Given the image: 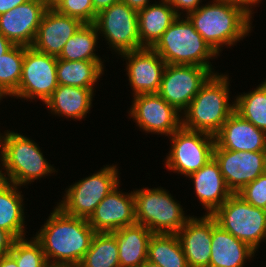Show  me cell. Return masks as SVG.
<instances>
[{
  "mask_svg": "<svg viewBox=\"0 0 266 267\" xmlns=\"http://www.w3.org/2000/svg\"><path fill=\"white\" fill-rule=\"evenodd\" d=\"M128 112L136 127L146 135L171 136L182 127V113L167 103L158 93L140 94L132 97Z\"/></svg>",
  "mask_w": 266,
  "mask_h": 267,
  "instance_id": "7c38bea8",
  "label": "cell"
},
{
  "mask_svg": "<svg viewBox=\"0 0 266 267\" xmlns=\"http://www.w3.org/2000/svg\"><path fill=\"white\" fill-rule=\"evenodd\" d=\"M216 223L235 238L258 251L266 242V210L232 194L213 214Z\"/></svg>",
  "mask_w": 266,
  "mask_h": 267,
  "instance_id": "ba28073f",
  "label": "cell"
},
{
  "mask_svg": "<svg viewBox=\"0 0 266 267\" xmlns=\"http://www.w3.org/2000/svg\"><path fill=\"white\" fill-rule=\"evenodd\" d=\"M47 8L54 9L62 0H44Z\"/></svg>",
  "mask_w": 266,
  "mask_h": 267,
  "instance_id": "ee69618b",
  "label": "cell"
},
{
  "mask_svg": "<svg viewBox=\"0 0 266 267\" xmlns=\"http://www.w3.org/2000/svg\"><path fill=\"white\" fill-rule=\"evenodd\" d=\"M118 168V164H106L90 176L73 182L56 205L66 214L88 220L103 198L120 183Z\"/></svg>",
  "mask_w": 266,
  "mask_h": 267,
  "instance_id": "52a82bcc",
  "label": "cell"
},
{
  "mask_svg": "<svg viewBox=\"0 0 266 267\" xmlns=\"http://www.w3.org/2000/svg\"><path fill=\"white\" fill-rule=\"evenodd\" d=\"M105 61H69L57 58V80L59 85L96 89L104 75ZM95 87V88H94Z\"/></svg>",
  "mask_w": 266,
  "mask_h": 267,
  "instance_id": "4316f807",
  "label": "cell"
},
{
  "mask_svg": "<svg viewBox=\"0 0 266 267\" xmlns=\"http://www.w3.org/2000/svg\"><path fill=\"white\" fill-rule=\"evenodd\" d=\"M236 194L247 203L266 210V173L248 183Z\"/></svg>",
  "mask_w": 266,
  "mask_h": 267,
  "instance_id": "e575fe53",
  "label": "cell"
},
{
  "mask_svg": "<svg viewBox=\"0 0 266 267\" xmlns=\"http://www.w3.org/2000/svg\"><path fill=\"white\" fill-rule=\"evenodd\" d=\"M212 74L202 66L166 64L158 94L183 113Z\"/></svg>",
  "mask_w": 266,
  "mask_h": 267,
  "instance_id": "4fadbf2b",
  "label": "cell"
},
{
  "mask_svg": "<svg viewBox=\"0 0 266 267\" xmlns=\"http://www.w3.org/2000/svg\"><path fill=\"white\" fill-rule=\"evenodd\" d=\"M107 48L122 54L143 48L138 32V12L119 1L97 13L93 23ZM102 36V37H101ZM111 48V49H110Z\"/></svg>",
  "mask_w": 266,
  "mask_h": 267,
  "instance_id": "30bf717a",
  "label": "cell"
},
{
  "mask_svg": "<svg viewBox=\"0 0 266 267\" xmlns=\"http://www.w3.org/2000/svg\"><path fill=\"white\" fill-rule=\"evenodd\" d=\"M178 16H187L197 10L203 3L202 0H167ZM186 12V13H185Z\"/></svg>",
  "mask_w": 266,
  "mask_h": 267,
  "instance_id": "d590c367",
  "label": "cell"
},
{
  "mask_svg": "<svg viewBox=\"0 0 266 267\" xmlns=\"http://www.w3.org/2000/svg\"><path fill=\"white\" fill-rule=\"evenodd\" d=\"M195 30L219 55L252 32V16L243 6L229 0H211L186 16Z\"/></svg>",
  "mask_w": 266,
  "mask_h": 267,
  "instance_id": "7a4b0ae2",
  "label": "cell"
},
{
  "mask_svg": "<svg viewBox=\"0 0 266 267\" xmlns=\"http://www.w3.org/2000/svg\"><path fill=\"white\" fill-rule=\"evenodd\" d=\"M187 178L191 179L195 197L205 209L206 215H212L233 194L214 157Z\"/></svg>",
  "mask_w": 266,
  "mask_h": 267,
  "instance_id": "44dd1931",
  "label": "cell"
},
{
  "mask_svg": "<svg viewBox=\"0 0 266 267\" xmlns=\"http://www.w3.org/2000/svg\"><path fill=\"white\" fill-rule=\"evenodd\" d=\"M121 182L97 205L88 219L95 232H114L136 222L133 191L123 192Z\"/></svg>",
  "mask_w": 266,
  "mask_h": 267,
  "instance_id": "2e32d148",
  "label": "cell"
},
{
  "mask_svg": "<svg viewBox=\"0 0 266 267\" xmlns=\"http://www.w3.org/2000/svg\"><path fill=\"white\" fill-rule=\"evenodd\" d=\"M167 138L171 145L163 163L167 171L188 177L213 158L215 137L210 134L181 127Z\"/></svg>",
  "mask_w": 266,
  "mask_h": 267,
  "instance_id": "9c48e42d",
  "label": "cell"
},
{
  "mask_svg": "<svg viewBox=\"0 0 266 267\" xmlns=\"http://www.w3.org/2000/svg\"><path fill=\"white\" fill-rule=\"evenodd\" d=\"M215 143L231 151H266V132L255 127L235 111L214 136Z\"/></svg>",
  "mask_w": 266,
  "mask_h": 267,
  "instance_id": "ffe728a7",
  "label": "cell"
},
{
  "mask_svg": "<svg viewBox=\"0 0 266 267\" xmlns=\"http://www.w3.org/2000/svg\"><path fill=\"white\" fill-rule=\"evenodd\" d=\"M242 93L234 98V111L255 127L266 132V79L252 91Z\"/></svg>",
  "mask_w": 266,
  "mask_h": 267,
  "instance_id": "f546056e",
  "label": "cell"
},
{
  "mask_svg": "<svg viewBox=\"0 0 266 267\" xmlns=\"http://www.w3.org/2000/svg\"><path fill=\"white\" fill-rule=\"evenodd\" d=\"M15 238L7 231L0 228V257L10 253Z\"/></svg>",
  "mask_w": 266,
  "mask_h": 267,
  "instance_id": "8d00e7d4",
  "label": "cell"
},
{
  "mask_svg": "<svg viewBox=\"0 0 266 267\" xmlns=\"http://www.w3.org/2000/svg\"><path fill=\"white\" fill-rule=\"evenodd\" d=\"M213 157L233 194L266 173V151H231L215 143Z\"/></svg>",
  "mask_w": 266,
  "mask_h": 267,
  "instance_id": "5bb4252c",
  "label": "cell"
},
{
  "mask_svg": "<svg viewBox=\"0 0 266 267\" xmlns=\"http://www.w3.org/2000/svg\"><path fill=\"white\" fill-rule=\"evenodd\" d=\"M78 267H120L116 237L111 232H96Z\"/></svg>",
  "mask_w": 266,
  "mask_h": 267,
  "instance_id": "4dcf8cb0",
  "label": "cell"
},
{
  "mask_svg": "<svg viewBox=\"0 0 266 267\" xmlns=\"http://www.w3.org/2000/svg\"><path fill=\"white\" fill-rule=\"evenodd\" d=\"M21 187L2 180L0 182V228L15 239L26 237L24 195Z\"/></svg>",
  "mask_w": 266,
  "mask_h": 267,
  "instance_id": "cb8c5ba5",
  "label": "cell"
},
{
  "mask_svg": "<svg viewBox=\"0 0 266 267\" xmlns=\"http://www.w3.org/2000/svg\"><path fill=\"white\" fill-rule=\"evenodd\" d=\"M91 1H92V5L94 7V10L97 13H99L103 9L110 7L114 3H117L121 0H91Z\"/></svg>",
  "mask_w": 266,
  "mask_h": 267,
  "instance_id": "ab89813d",
  "label": "cell"
},
{
  "mask_svg": "<svg viewBox=\"0 0 266 267\" xmlns=\"http://www.w3.org/2000/svg\"><path fill=\"white\" fill-rule=\"evenodd\" d=\"M229 1L243 6L252 16L255 13L254 9L258 7V5L260 7V3H262V0H229Z\"/></svg>",
  "mask_w": 266,
  "mask_h": 267,
  "instance_id": "74e56055",
  "label": "cell"
},
{
  "mask_svg": "<svg viewBox=\"0 0 266 267\" xmlns=\"http://www.w3.org/2000/svg\"><path fill=\"white\" fill-rule=\"evenodd\" d=\"M133 195L136 222L153 234H177L191 217L163 187H142L133 190Z\"/></svg>",
  "mask_w": 266,
  "mask_h": 267,
  "instance_id": "8992f818",
  "label": "cell"
},
{
  "mask_svg": "<svg viewBox=\"0 0 266 267\" xmlns=\"http://www.w3.org/2000/svg\"><path fill=\"white\" fill-rule=\"evenodd\" d=\"M125 2L130 8L136 10L137 12L141 9H144L150 5L152 1L150 0H121Z\"/></svg>",
  "mask_w": 266,
  "mask_h": 267,
  "instance_id": "60d3db41",
  "label": "cell"
},
{
  "mask_svg": "<svg viewBox=\"0 0 266 267\" xmlns=\"http://www.w3.org/2000/svg\"><path fill=\"white\" fill-rule=\"evenodd\" d=\"M117 56L125 59L132 96L158 93L166 63L153 48L143 47Z\"/></svg>",
  "mask_w": 266,
  "mask_h": 267,
  "instance_id": "9a60e30c",
  "label": "cell"
},
{
  "mask_svg": "<svg viewBox=\"0 0 266 267\" xmlns=\"http://www.w3.org/2000/svg\"><path fill=\"white\" fill-rule=\"evenodd\" d=\"M212 74L182 113V127L215 136L235 110L229 74ZM231 101V102H230Z\"/></svg>",
  "mask_w": 266,
  "mask_h": 267,
  "instance_id": "277c9868",
  "label": "cell"
},
{
  "mask_svg": "<svg viewBox=\"0 0 266 267\" xmlns=\"http://www.w3.org/2000/svg\"><path fill=\"white\" fill-rule=\"evenodd\" d=\"M33 235L49 266L78 267L91 245L95 230L88 220L66 214L57 205Z\"/></svg>",
  "mask_w": 266,
  "mask_h": 267,
  "instance_id": "6da1fadb",
  "label": "cell"
},
{
  "mask_svg": "<svg viewBox=\"0 0 266 267\" xmlns=\"http://www.w3.org/2000/svg\"><path fill=\"white\" fill-rule=\"evenodd\" d=\"M99 33L93 23H84L76 33L70 37L58 57L69 61H104L97 55ZM97 48V49H96Z\"/></svg>",
  "mask_w": 266,
  "mask_h": 267,
  "instance_id": "83f0119b",
  "label": "cell"
},
{
  "mask_svg": "<svg viewBox=\"0 0 266 267\" xmlns=\"http://www.w3.org/2000/svg\"><path fill=\"white\" fill-rule=\"evenodd\" d=\"M189 267H209L212 241V215H192L177 232Z\"/></svg>",
  "mask_w": 266,
  "mask_h": 267,
  "instance_id": "d6986e66",
  "label": "cell"
},
{
  "mask_svg": "<svg viewBox=\"0 0 266 267\" xmlns=\"http://www.w3.org/2000/svg\"><path fill=\"white\" fill-rule=\"evenodd\" d=\"M148 260L161 267H189L177 234H153Z\"/></svg>",
  "mask_w": 266,
  "mask_h": 267,
  "instance_id": "f1b7e54d",
  "label": "cell"
},
{
  "mask_svg": "<svg viewBox=\"0 0 266 267\" xmlns=\"http://www.w3.org/2000/svg\"><path fill=\"white\" fill-rule=\"evenodd\" d=\"M18 267H49L40 242L32 236L15 239L9 253Z\"/></svg>",
  "mask_w": 266,
  "mask_h": 267,
  "instance_id": "d6a6232c",
  "label": "cell"
},
{
  "mask_svg": "<svg viewBox=\"0 0 266 267\" xmlns=\"http://www.w3.org/2000/svg\"><path fill=\"white\" fill-rule=\"evenodd\" d=\"M256 251L222 229L212 216V241L209 267H245Z\"/></svg>",
  "mask_w": 266,
  "mask_h": 267,
  "instance_id": "7402d4cb",
  "label": "cell"
},
{
  "mask_svg": "<svg viewBox=\"0 0 266 267\" xmlns=\"http://www.w3.org/2000/svg\"><path fill=\"white\" fill-rule=\"evenodd\" d=\"M47 9L44 0H28L0 15V32L14 45L32 46Z\"/></svg>",
  "mask_w": 266,
  "mask_h": 267,
  "instance_id": "e0dca14e",
  "label": "cell"
},
{
  "mask_svg": "<svg viewBox=\"0 0 266 267\" xmlns=\"http://www.w3.org/2000/svg\"><path fill=\"white\" fill-rule=\"evenodd\" d=\"M83 24L75 17L63 15L55 9L48 8L38 27L32 47L39 52L58 58L67 40Z\"/></svg>",
  "mask_w": 266,
  "mask_h": 267,
  "instance_id": "ac0fdd59",
  "label": "cell"
},
{
  "mask_svg": "<svg viewBox=\"0 0 266 267\" xmlns=\"http://www.w3.org/2000/svg\"><path fill=\"white\" fill-rule=\"evenodd\" d=\"M152 48L166 64L202 66L213 74L218 73L211 61L220 55L195 30L186 16H178Z\"/></svg>",
  "mask_w": 266,
  "mask_h": 267,
  "instance_id": "5b68a950",
  "label": "cell"
},
{
  "mask_svg": "<svg viewBox=\"0 0 266 267\" xmlns=\"http://www.w3.org/2000/svg\"><path fill=\"white\" fill-rule=\"evenodd\" d=\"M118 243L120 267H140L148 259V243L153 233L135 223L111 232Z\"/></svg>",
  "mask_w": 266,
  "mask_h": 267,
  "instance_id": "484cf974",
  "label": "cell"
},
{
  "mask_svg": "<svg viewBox=\"0 0 266 267\" xmlns=\"http://www.w3.org/2000/svg\"><path fill=\"white\" fill-rule=\"evenodd\" d=\"M56 68L57 57L25 46L21 80L10 97L30 102L38 99L45 103L59 85Z\"/></svg>",
  "mask_w": 266,
  "mask_h": 267,
  "instance_id": "8fae6325",
  "label": "cell"
},
{
  "mask_svg": "<svg viewBox=\"0 0 266 267\" xmlns=\"http://www.w3.org/2000/svg\"><path fill=\"white\" fill-rule=\"evenodd\" d=\"M27 1L28 0H0V15Z\"/></svg>",
  "mask_w": 266,
  "mask_h": 267,
  "instance_id": "f35d334b",
  "label": "cell"
},
{
  "mask_svg": "<svg viewBox=\"0 0 266 267\" xmlns=\"http://www.w3.org/2000/svg\"><path fill=\"white\" fill-rule=\"evenodd\" d=\"M95 92L96 89L58 85L44 104L52 116L81 121L93 107Z\"/></svg>",
  "mask_w": 266,
  "mask_h": 267,
  "instance_id": "603a6c76",
  "label": "cell"
},
{
  "mask_svg": "<svg viewBox=\"0 0 266 267\" xmlns=\"http://www.w3.org/2000/svg\"><path fill=\"white\" fill-rule=\"evenodd\" d=\"M140 267H161V266L158 264L152 263L147 259L140 265Z\"/></svg>",
  "mask_w": 266,
  "mask_h": 267,
  "instance_id": "f6af8a7d",
  "label": "cell"
},
{
  "mask_svg": "<svg viewBox=\"0 0 266 267\" xmlns=\"http://www.w3.org/2000/svg\"><path fill=\"white\" fill-rule=\"evenodd\" d=\"M13 46L14 44L0 32V56L9 51Z\"/></svg>",
  "mask_w": 266,
  "mask_h": 267,
  "instance_id": "b9f144b4",
  "label": "cell"
},
{
  "mask_svg": "<svg viewBox=\"0 0 266 267\" xmlns=\"http://www.w3.org/2000/svg\"><path fill=\"white\" fill-rule=\"evenodd\" d=\"M54 9L83 23H94L97 15L91 0H62Z\"/></svg>",
  "mask_w": 266,
  "mask_h": 267,
  "instance_id": "836d02e7",
  "label": "cell"
},
{
  "mask_svg": "<svg viewBox=\"0 0 266 267\" xmlns=\"http://www.w3.org/2000/svg\"><path fill=\"white\" fill-rule=\"evenodd\" d=\"M0 267H18L15 259L7 254L5 256L0 257Z\"/></svg>",
  "mask_w": 266,
  "mask_h": 267,
  "instance_id": "7bdbcfd3",
  "label": "cell"
},
{
  "mask_svg": "<svg viewBox=\"0 0 266 267\" xmlns=\"http://www.w3.org/2000/svg\"><path fill=\"white\" fill-rule=\"evenodd\" d=\"M178 17L167 0H155L138 11V32L142 47L152 48Z\"/></svg>",
  "mask_w": 266,
  "mask_h": 267,
  "instance_id": "d4e9b609",
  "label": "cell"
},
{
  "mask_svg": "<svg viewBox=\"0 0 266 267\" xmlns=\"http://www.w3.org/2000/svg\"><path fill=\"white\" fill-rule=\"evenodd\" d=\"M47 160L38 143L23 133L0 132V175L4 181L24 187L57 174L55 166Z\"/></svg>",
  "mask_w": 266,
  "mask_h": 267,
  "instance_id": "3957f363",
  "label": "cell"
},
{
  "mask_svg": "<svg viewBox=\"0 0 266 267\" xmlns=\"http://www.w3.org/2000/svg\"><path fill=\"white\" fill-rule=\"evenodd\" d=\"M25 57V46L14 45L0 56V99L9 97L18 89Z\"/></svg>",
  "mask_w": 266,
  "mask_h": 267,
  "instance_id": "1f68e13d",
  "label": "cell"
}]
</instances>
